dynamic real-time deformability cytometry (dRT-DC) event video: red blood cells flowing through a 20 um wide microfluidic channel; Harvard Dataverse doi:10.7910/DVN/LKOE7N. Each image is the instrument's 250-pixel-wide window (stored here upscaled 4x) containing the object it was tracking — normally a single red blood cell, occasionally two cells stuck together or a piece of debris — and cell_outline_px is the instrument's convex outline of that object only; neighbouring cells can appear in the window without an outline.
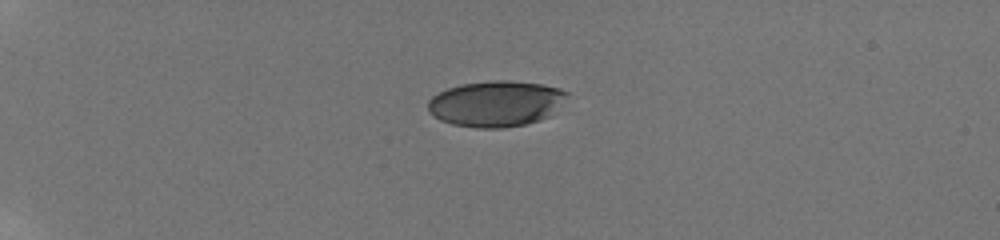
{"species": "human", "species_latin": "Homo sapiens", "temperature_condition": "room temperature", "stored_images_in_passage": 11, "camera_frame_rate_fps": 3000, "um_per_image_px": 0.085, "donor": {"sex": "male"}, "frame": {"image": 1, "passage_image": 1, "time_ms": 0.0, "image_size_px": [1000, 240], "cell_outline_px": [[568, 96], [548, 116], [540, 120], [524, 124], [504, 128], [476, 128], [452, 124], [440, 120], [432, 116], [428, 112], [428, 100], [432, 96], [448, 88], [460, 84], [492, 80], [508, 80], [540, 84], [560, 88], [568, 92]], "centroid_in_image_um": [42.12, 8.81], "position_along_channel_um": 42.9, "area_um2": 37.17}}